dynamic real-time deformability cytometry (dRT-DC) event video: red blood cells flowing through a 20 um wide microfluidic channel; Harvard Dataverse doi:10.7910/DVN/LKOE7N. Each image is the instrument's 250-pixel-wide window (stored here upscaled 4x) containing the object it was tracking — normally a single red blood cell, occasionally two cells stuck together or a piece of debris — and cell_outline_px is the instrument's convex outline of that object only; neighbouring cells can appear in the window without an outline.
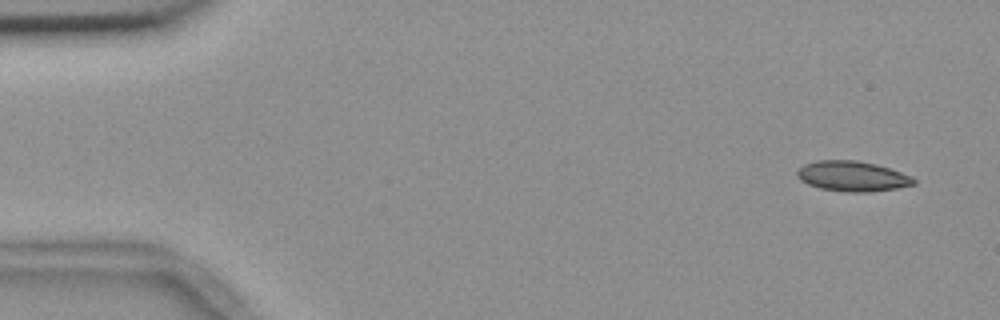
{"species": "common noctule bat (a hibernating species)", "species_latin": "Nyctalus noctula", "temperature_condition": "room temperature", "stored_images_in_passage": 53, "camera_frame_rate_fps": 3000, "um_per_image_px": 0.085, "animal": {"sex": "female", "body_mass_g": 18.4}, "frame": {"image": 1, "passage_image": 1, "time_ms": 0.0, "image_size_px": [1000, 320], "cell_outline_px": [[916, 184], [896, 188], [868, 192], [848, 192], [820, 188], [808, 184], [800, 180], [796, 176], [796, 172], [804, 164], [816, 160], [856, 160], [876, 164], [912, 176], [916, 180]], "centroid_in_image_um": [72.44, 14.97], "position_along_channel_um": 12.6, "area_um2": 20.52}}
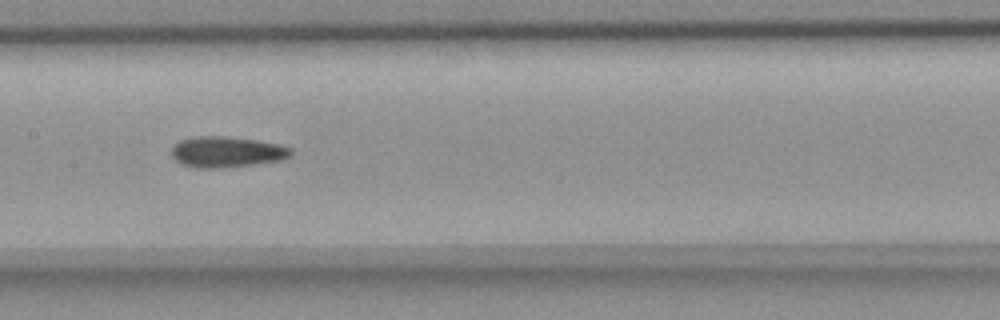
{"frame": {"image": 2, "passage_image": 25, "time_ms": 8.0, "image_size_px": [1000, 320], "cell_outline_px": [[292, 152], [288, 156], [280, 160], [252, 164], [220, 168], [196, 168], [180, 164], [172, 156], [172, 144], [180, 140], [192, 136], [224, 136], [256, 140], [280, 144], [292, 148]], "centroid_in_image_um": [19.21, 12.9], "position_along_channel_um": 188.2, "area_um2": 21.5}}
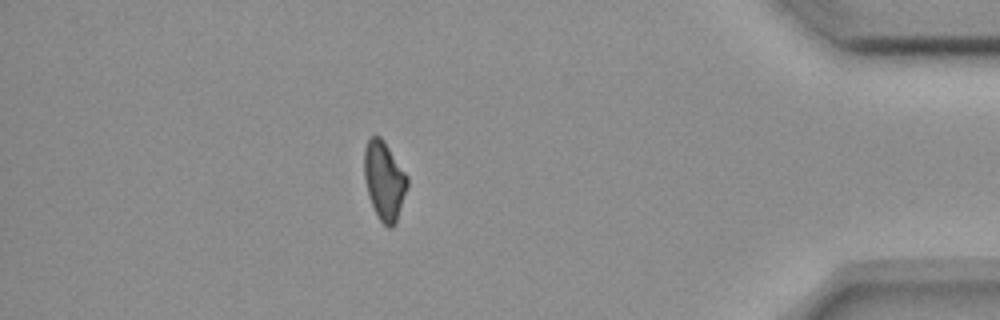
{"frame": {"image": 3, "passage_image": 46, "time_ms": 15.0, "image_size_px": [1000, 320], "cell_outline_px": [[408, 184], [396, 224], [392, 228], [388, 228], [380, 220], [368, 196], [364, 176], [364, 148], [368, 140], [372, 136], [380, 136], [384, 140], [408, 176]], "centroid_in_image_um": [32.66, 15.35], "position_along_channel_um": 402.5, "area_um2": 19.77}}